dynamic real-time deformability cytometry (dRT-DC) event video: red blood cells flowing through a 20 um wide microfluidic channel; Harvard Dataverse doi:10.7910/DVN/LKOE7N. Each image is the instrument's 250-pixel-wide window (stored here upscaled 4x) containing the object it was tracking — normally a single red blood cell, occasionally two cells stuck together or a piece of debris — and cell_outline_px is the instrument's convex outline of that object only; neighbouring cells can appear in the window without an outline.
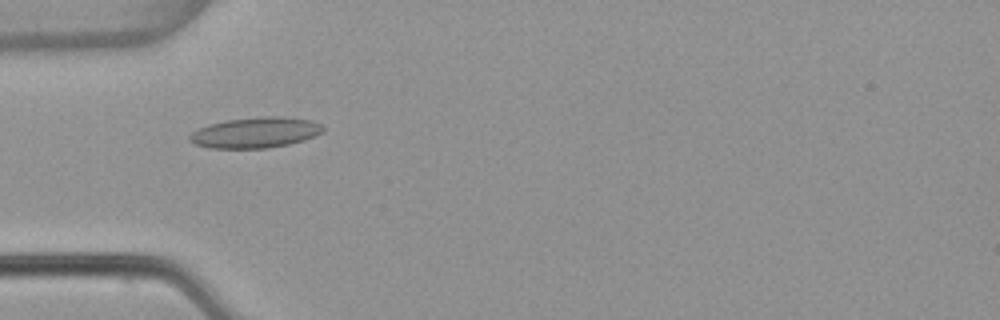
{"species": "common noctule bat (a hibernating species)", "species_latin": "Nyctalus noctula", "temperature_condition": "warm", "stored_images_in_passage": 7, "camera_frame_rate_fps": 3000, "um_per_image_px": 0.085, "animal": {"sex": "female", "body_mass_g": 22.7, "forearm_length_mm": 54.2}, "frame": {"image": 1, "passage_image": 3, "time_ms": 0.667, "image_size_px": [1000, 320], "cell_outline_px": [[324, 132], [316, 136], [304, 140], [288, 144], [268, 148], [208, 148], [196, 144], [188, 140], [188, 136], [192, 132], [208, 124], [228, 120], [264, 116], [280, 116], [312, 120], [324, 124]], "centroid_in_image_um": [21.76, 11.26], "position_along_channel_um": 63.2, "area_um2": 23.99}}
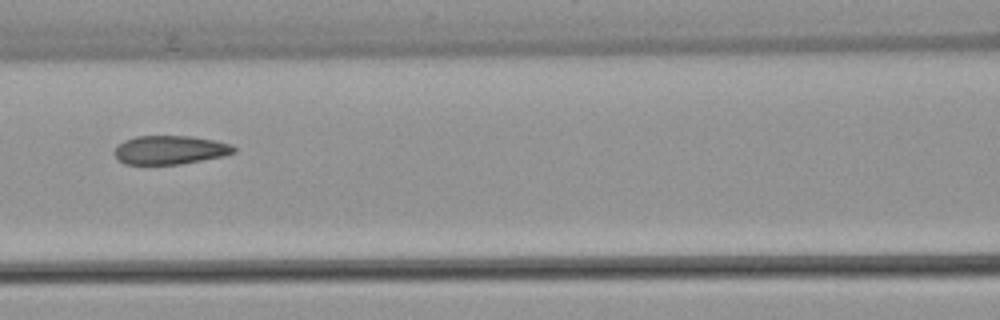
{"frame": {"image": 2, "passage_image": 5, "time_ms": 1.333, "image_size_px": [1000, 320], "cell_outline_px": [[236, 152], [224, 156], [180, 164], [124, 164], [112, 152], [124, 140], [136, 136], [192, 136], [216, 140], [232, 144], [236, 148]], "centroid_in_image_um": [14.49, 12.74], "position_along_channel_um": 152.1, "area_um2": 20.06}}
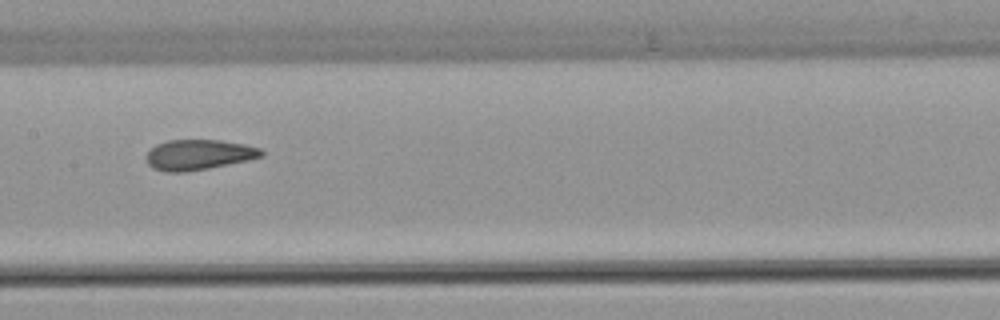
{"frame": {"image": 3, "passage_image": 6, "time_ms": 1.667, "image_size_px": [1000, 320], "cell_outline_px": [[264, 156], [248, 160], [208, 168], [184, 172], [168, 172], [152, 168], [148, 164], [144, 156], [156, 144], [168, 140], [220, 140], [244, 144], [260, 148], [264, 152]], "centroid_in_image_um": [16.87, 13.15], "position_along_channel_um": 190.5, "area_um2": 20.35}}